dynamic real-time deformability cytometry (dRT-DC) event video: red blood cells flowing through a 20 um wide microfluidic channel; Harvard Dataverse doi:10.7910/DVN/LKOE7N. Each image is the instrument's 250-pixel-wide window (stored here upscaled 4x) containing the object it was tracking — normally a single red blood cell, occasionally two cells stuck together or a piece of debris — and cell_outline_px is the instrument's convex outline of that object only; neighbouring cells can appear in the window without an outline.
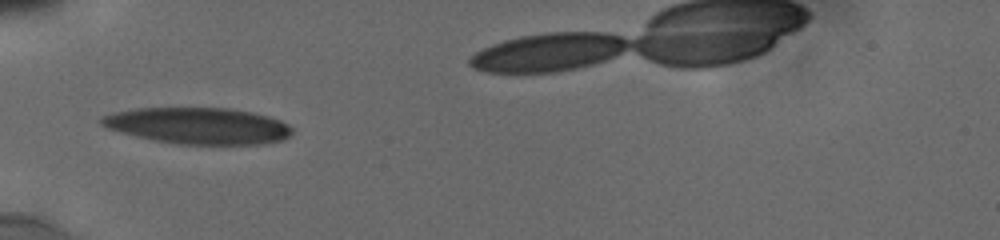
{"species": "human", "species_latin": "Homo sapiens", "temperature_condition": "cold", "stored_images_in_passage": 34, "camera_frame_rate_fps": 3000, "um_per_image_px": 0.085, "donor": {"sex": "male"}, "frame": {"image": 1, "passage_image": 1, "time_ms": 0.0, "image_size_px": [1000, 240], "cell_outline_px": [[292, 132], [284, 140], [264, 144], [176, 144], [136, 136], [108, 128], [100, 124], [100, 116], [112, 112], [136, 108], [232, 108], [252, 112], [268, 116], [280, 120], [288, 124], [292, 128]], "centroid_in_image_um": [16.85, 10.68], "position_along_channel_um": 68.1, "area_um2": 40.52}}
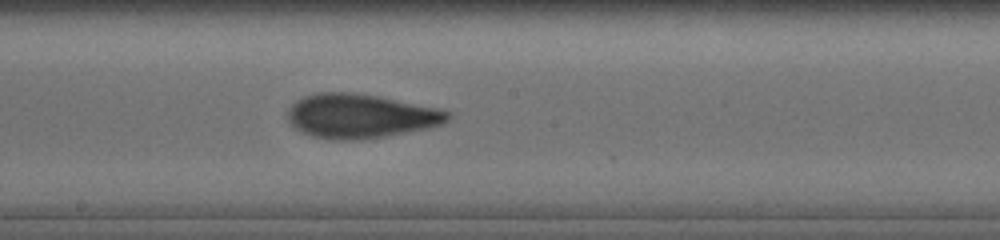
{"frame": {"image": 2, "passage_image": 14, "time_ms": 4.0, "image_size_px": [1000, 240], "cell_outline_px": [[452, 116], [448, 120], [440, 124], [428, 128], [388, 136], [352, 140], [336, 140], [312, 136], [296, 128], [288, 120], [288, 108], [296, 100], [304, 96], [316, 92], [352, 92], [380, 96], [436, 108], [452, 112]], "centroid_in_image_um": [30.64, 9.85], "position_along_channel_um": 217.6, "area_um2": 41.21}}
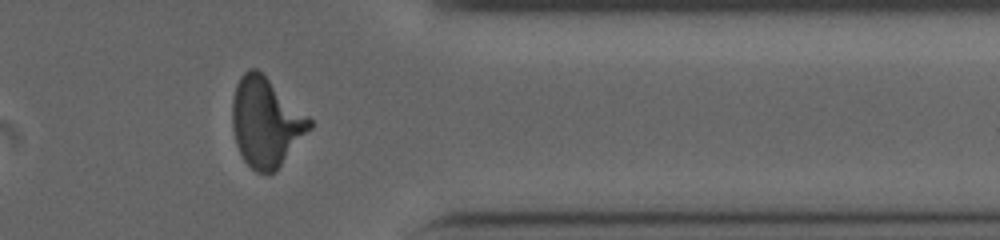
{"frame": {"image": 3, "passage_image": 30, "time_ms": 8.667, "image_size_px": [1000, 240], "cell_outline_px": [[312, 128], [276, 172], [268, 176], [256, 172], [244, 160], [236, 144], [232, 128], [232, 100], [236, 84], [240, 76], [248, 68], [256, 68], [308, 116], [312, 120]], "centroid_in_image_um": [22.59, 10.44], "position_along_channel_um": 388.8, "area_um2": 40.23}}